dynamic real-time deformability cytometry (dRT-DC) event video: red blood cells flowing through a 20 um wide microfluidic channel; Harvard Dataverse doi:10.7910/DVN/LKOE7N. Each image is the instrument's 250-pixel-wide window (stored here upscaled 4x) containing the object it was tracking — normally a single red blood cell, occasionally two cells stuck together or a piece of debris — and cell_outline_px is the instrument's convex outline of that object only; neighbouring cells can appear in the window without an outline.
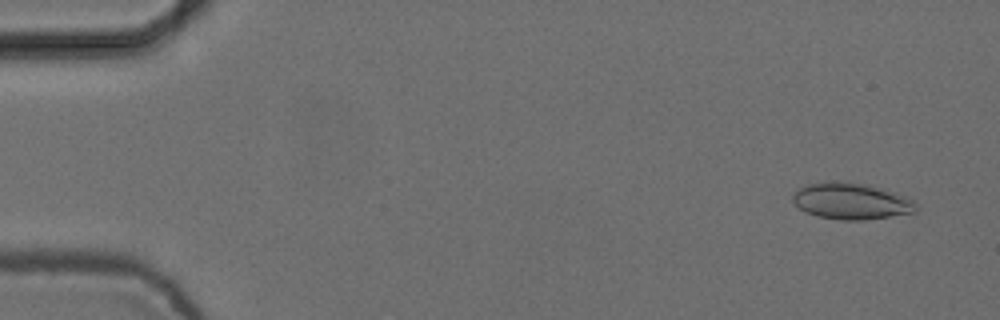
{"species": "common noctule bat (a hibernating species)", "species_latin": "Nyctalus noctula", "temperature_condition": "cold", "stored_images_in_passage": 4, "camera_frame_rate_fps": 3000, "um_per_image_px": 0.085, "animal": {"sex": "female", "body_mass_g": 24.6, "forearm_length_mm": 56.2}, "frame": {"image": 1, "passage_image": 1, "time_ms": 0.0, "image_size_px": [1000, 320], "cell_outline_px": [[920, 208], [916, 212], [864, 220], [840, 220], [816, 216], [804, 212], [792, 200], [792, 196], [800, 188], [808, 184], [864, 184], [896, 192], [916, 200]], "centroid_in_image_um": [72.45, 17.15], "position_along_channel_um": 12.5, "area_um2": 25.61}}